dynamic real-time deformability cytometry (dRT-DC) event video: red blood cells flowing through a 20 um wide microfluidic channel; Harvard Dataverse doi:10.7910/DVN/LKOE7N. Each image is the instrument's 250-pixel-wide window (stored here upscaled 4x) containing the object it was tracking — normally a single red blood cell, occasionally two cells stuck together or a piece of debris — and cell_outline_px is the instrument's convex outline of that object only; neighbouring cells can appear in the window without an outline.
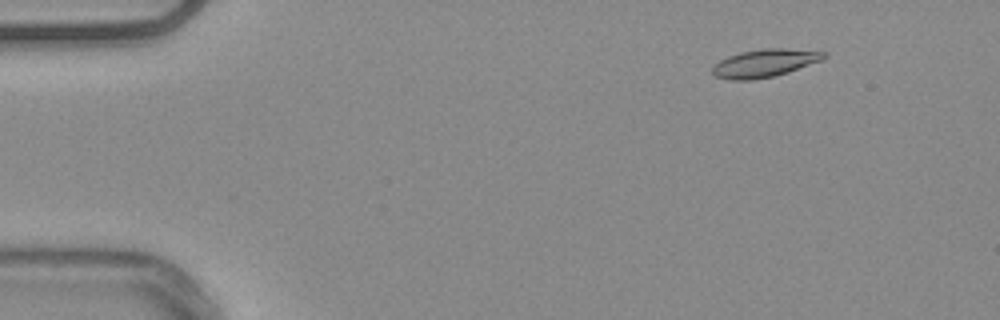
{"species": "common noctule bat (a hibernating species)", "species_latin": "Nyctalus noctula", "temperature_condition": "warm", "stored_images_in_passage": 55, "camera_frame_rate_fps": 3000, "um_per_image_px": 0.085, "animal": {"sex": "male", "body_mass_g": 20.4}, "frame": {"image": 1, "passage_image": 7, "time_ms": 2.0, "image_size_px": [1000, 320], "cell_outline_px": [[828, 56], [824, 60], [788, 72], [772, 76], [752, 80], [728, 80], [716, 76], [712, 72], [712, 64], [728, 56], [740, 52], [764, 48], [788, 48], [828, 52]], "centroid_in_image_um": [65.02, 5.35], "position_along_channel_um": 20.0, "area_um2": 18.38}}
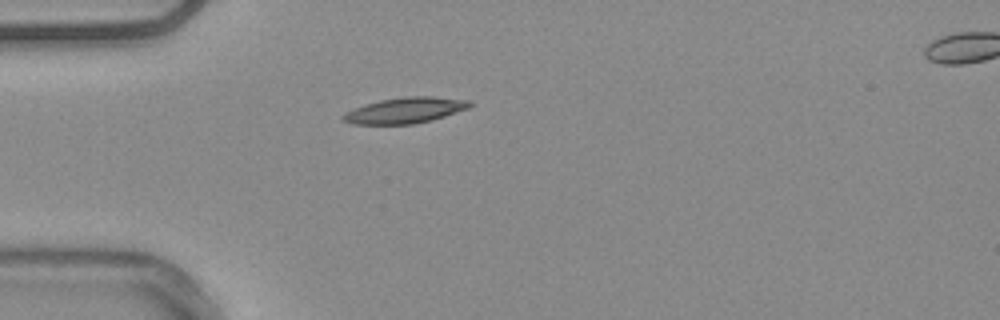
{"frame": {"image": 2, "passage_image": 16, "time_ms": 5.0, "image_size_px": [1000, 320], "cell_outline_px": [[472, 104], [468, 108], [432, 120], [412, 124], [352, 124], [340, 120], [340, 116], [344, 112], [364, 104], [380, 100], [404, 96], [432, 96], [472, 100]], "centroid_in_image_um": [34.39, 9.37], "position_along_channel_um": 50.6, "area_um2": 19.25}}
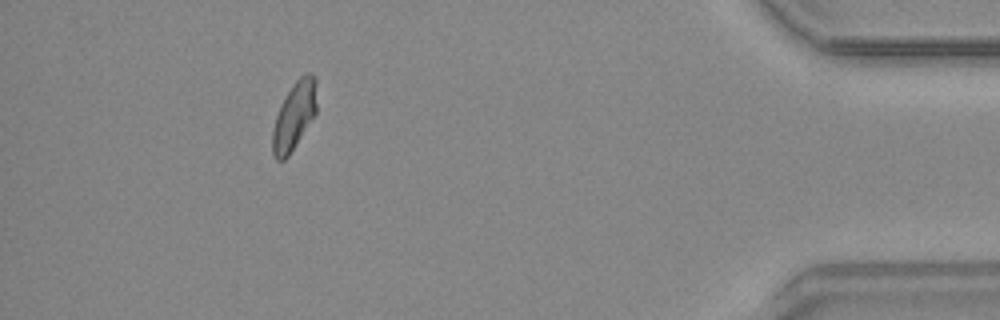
{"frame": {"image": 3, "passage_image": 50, "time_ms": 16.333, "image_size_px": [1000, 320], "cell_outline_px": [[316, 112], [288, 156], [284, 160], [276, 160], [272, 152], [272, 132], [276, 116], [280, 104], [292, 84], [304, 72], [312, 72], [316, 76]], "centroid_in_image_um": [25.0, 9.79], "position_along_channel_um": 410.2, "area_um2": 17.46}, "authors_computed_cell_mechanics": {"area_um2": 17.4556, "velocity_mm_per_s": 3.7652, "shape_relaxation_time_tau1_ms": 7.6174, "shape_relaxation_time_tau2_ms": null, "deformation_change_tau1": 0.1607, "deformation_change_tau2": null}}